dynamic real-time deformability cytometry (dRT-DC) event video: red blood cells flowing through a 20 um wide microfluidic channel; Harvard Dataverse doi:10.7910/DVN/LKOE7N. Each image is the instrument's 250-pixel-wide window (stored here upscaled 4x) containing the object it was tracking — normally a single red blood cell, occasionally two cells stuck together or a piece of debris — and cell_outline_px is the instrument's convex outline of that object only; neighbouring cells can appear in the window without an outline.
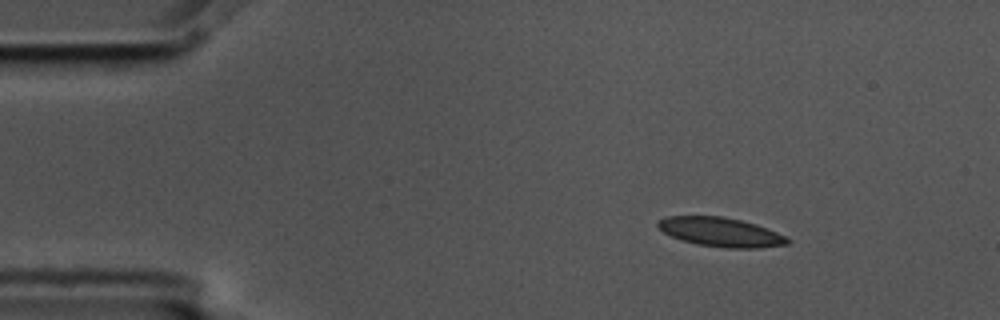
{"species": "common noctule bat (a hibernating species)", "species_latin": "Nyctalus noctula", "temperature_condition": "cold", "stored_images_in_passage": 7, "camera_frame_rate_fps": 3000, "um_per_image_px": 0.085, "animal": {"sex": "male", "body_mass_g": 17.5, "forearm_length_mm": 52.3}, "frame": {"image": 1, "passage_image": 1, "time_ms": 0.0, "image_size_px": [1000, 320], "cell_outline_px": [[792, 240], [788, 244], [760, 248], [724, 248], [696, 244], [680, 240], [664, 232], [656, 224], [656, 220], [664, 216], [724, 216], [756, 224], [788, 236]], "centroid_in_image_um": [61.27, 19.73], "position_along_channel_um": 23.7, "area_um2": 22.31}}
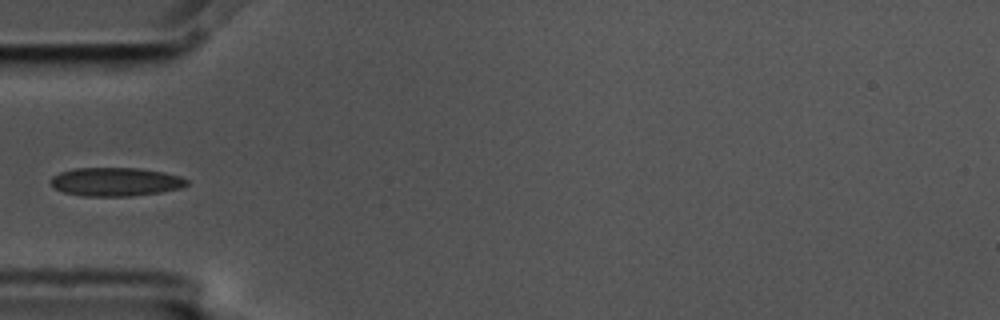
{"frame": {"image": 2, "passage_image": 4, "time_ms": 1.0, "image_size_px": [1000, 320], "cell_outline_px": [[188, 184], [180, 188], [160, 192], [132, 196], [84, 196], [64, 192], [52, 188], [48, 180], [52, 176], [60, 172], [76, 168], [140, 168], [164, 172], [180, 176], [188, 180]], "centroid_in_image_um": [9.79, 15.45], "position_along_channel_um": 75.2, "area_um2": 22.83}}